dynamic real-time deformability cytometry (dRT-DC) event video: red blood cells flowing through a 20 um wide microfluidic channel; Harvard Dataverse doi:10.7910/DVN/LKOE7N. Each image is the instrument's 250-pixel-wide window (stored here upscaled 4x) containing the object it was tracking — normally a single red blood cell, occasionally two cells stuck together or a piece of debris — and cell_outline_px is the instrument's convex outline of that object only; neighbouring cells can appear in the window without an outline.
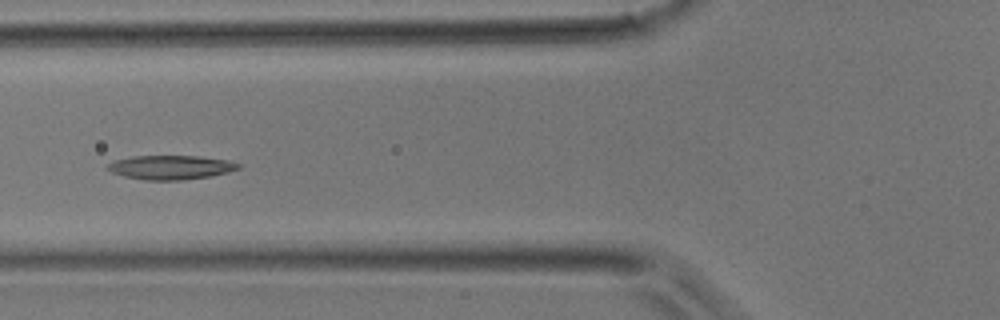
{"species": "common noctule bat (a hibernating species)", "species_latin": "Nyctalus noctula", "temperature_condition": "room temperature", "stored_images_in_passage": 7, "camera_frame_rate_fps": 3000, "um_per_image_px": 0.085, "animal": {"sex": "male", "body_mass_g": 17.9}, "frame": {"image": 1, "passage_image": 7, "time_ms": 5.0, "image_size_px": [1000, 320], "cell_outline_px": [[244, 164], [240, 168], [228, 172], [212, 176], [180, 180], [144, 180], [124, 176], [112, 172], [108, 168], [108, 164], [116, 160], [132, 156], [200, 156], [228, 160]], "centroid_in_image_um": [14.58, 14.22], "position_along_channel_um": 111.2, "area_um2": 18.38}}